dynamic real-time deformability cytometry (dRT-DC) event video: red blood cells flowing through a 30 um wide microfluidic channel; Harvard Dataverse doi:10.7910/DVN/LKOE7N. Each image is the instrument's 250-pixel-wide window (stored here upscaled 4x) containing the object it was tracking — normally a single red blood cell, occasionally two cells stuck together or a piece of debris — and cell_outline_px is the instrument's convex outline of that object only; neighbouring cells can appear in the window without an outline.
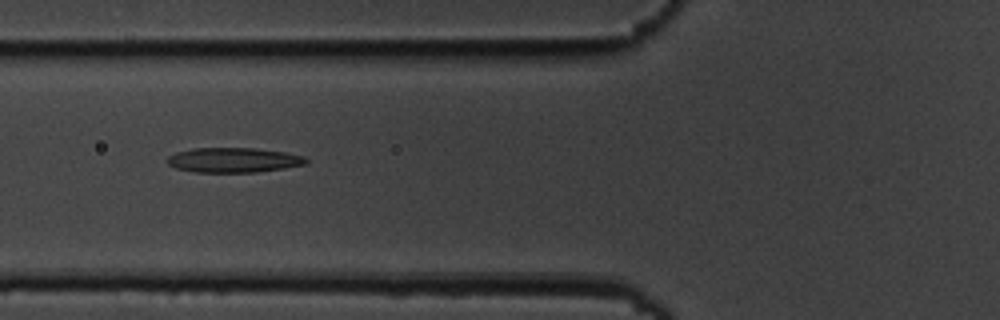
{"species": "common noctule bat (a hibernating species)", "species_latin": "Nyctalus noctula", "temperature_condition": "cold", "stored_images_in_passage": 9, "camera_frame_rate_fps": 3000, "um_per_image_px": 0.085, "animal": {"sex": "male", "body_mass_g": 19.5, "forearm_length_mm": 54.6}, "frame": {"image": 1, "passage_image": 6, "time_ms": 6.0, "image_size_px": [1000, 320], "cell_outline_px": [[308, 164], [284, 168], [256, 172], [196, 172], [176, 168], [168, 164], [168, 156], [176, 152], [192, 148], [256, 148], [284, 152], [304, 156], [308, 160]], "centroid_in_image_um": [19.87, 13.6], "position_along_channel_um": 105.9, "area_um2": 20.06}}
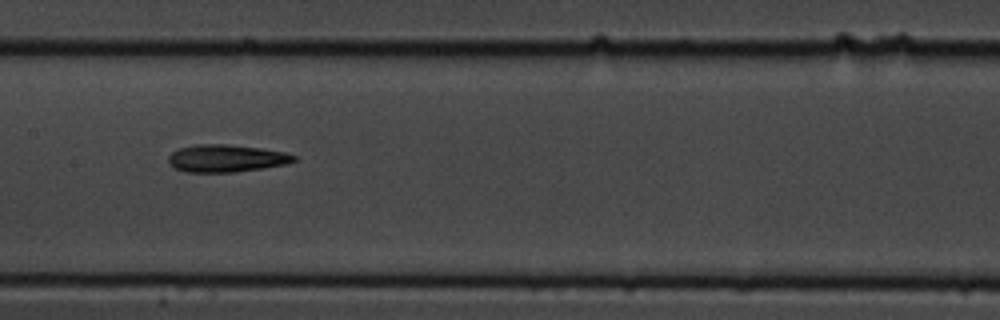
{"frame": {"image": 2, "passage_image": 8, "time_ms": 8.333, "image_size_px": [1000, 320], "cell_outline_px": [[296, 160], [288, 164], [264, 168], [236, 172], [184, 172], [172, 168], [168, 164], [168, 156], [172, 152], [180, 148], [196, 144], [228, 144], [260, 148], [284, 152], [296, 156]], "centroid_in_image_um": [19.2, 13.47], "position_along_channel_um": 188.2, "area_um2": 20.29}}
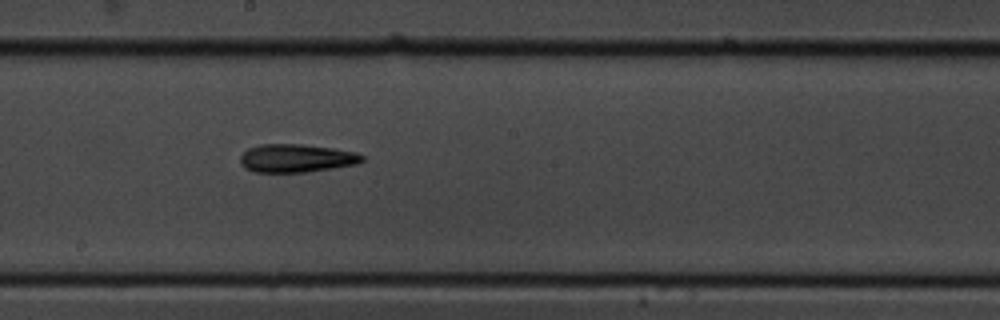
{"frame": {"image": 3, "passage_image": 9, "time_ms": 9.333, "image_size_px": [1000, 320], "cell_outline_px": [[364, 160], [356, 164], [308, 172], [256, 172], [244, 168], [240, 160], [240, 156], [248, 148], [260, 144], [300, 144], [332, 148], [356, 152], [364, 156]], "centroid_in_image_um": [25.18, 13.45], "position_along_channel_um": 223.0, "area_um2": 20.0}}